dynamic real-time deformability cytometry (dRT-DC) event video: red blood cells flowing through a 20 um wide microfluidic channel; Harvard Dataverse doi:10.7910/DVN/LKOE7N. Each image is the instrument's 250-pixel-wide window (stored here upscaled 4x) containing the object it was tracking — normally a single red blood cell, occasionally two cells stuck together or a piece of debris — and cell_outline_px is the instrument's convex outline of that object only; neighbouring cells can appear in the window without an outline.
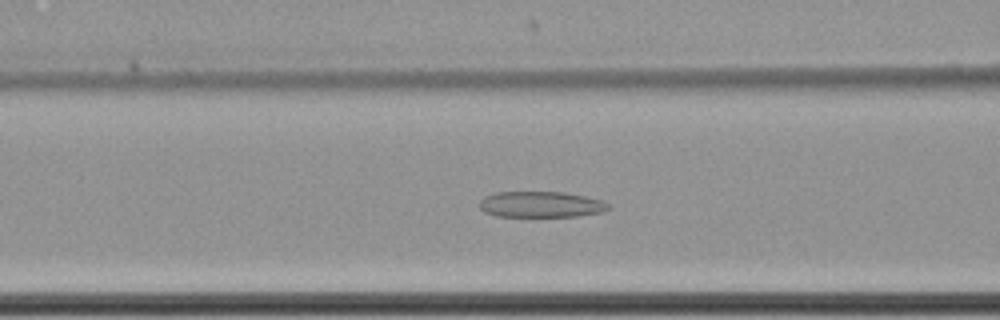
{"species": "common noctule bat (a hibernating species)", "species_latin": "Nyctalus noctula", "temperature_condition": "cold", "stored_images_in_passage": 54, "camera_frame_rate_fps": 3000, "um_per_image_px": 0.085, "animal": {"sex": "female", "body_mass_g": 22.7, "forearm_length_mm": 54.2}, "frame": {"image": 1, "passage_image": 28, "time_ms": 9.0, "image_size_px": [1000, 320], "cell_outline_px": [[612, 208], [604, 212], [576, 216], [496, 216], [484, 212], [480, 208], [480, 200], [484, 196], [496, 192], [564, 192], [584, 196], [600, 200], [608, 204]], "centroid_in_image_um": [45.97, 17.37], "position_along_channel_um": 120.6, "area_um2": 19.48}}
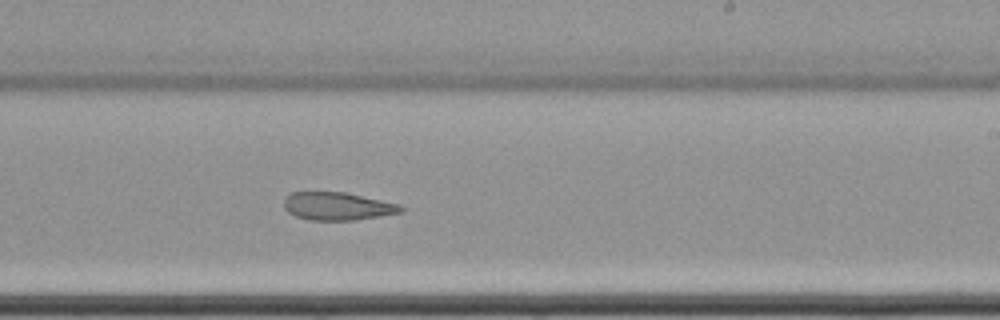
{"frame": {"image": 2, "passage_image": 40, "time_ms": 13.0, "image_size_px": [1000, 320], "cell_outline_px": [[404, 212], [356, 220], [308, 220], [296, 216], [288, 212], [284, 208], [284, 196], [292, 192], [344, 192], [400, 204], [404, 208]], "centroid_in_image_um": [28.68, 17.53], "position_along_channel_um": 260.3, "area_um2": 19.13}}
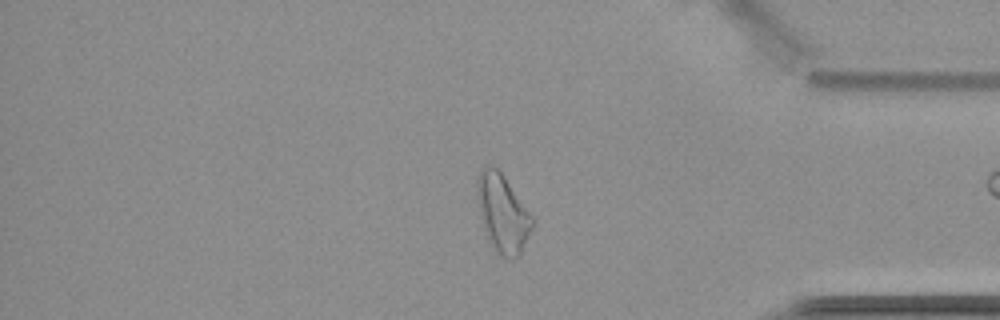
{"frame": {"image": 3, "passage_image": 53, "time_ms": 17.333, "image_size_px": [1000, 320], "cell_outline_px": [[536, 220], [520, 256], [512, 260], [500, 256], [496, 252], [488, 240], [480, 216], [476, 192], [476, 180], [480, 168], [484, 164], [492, 164], [504, 176]], "centroid_in_image_um": [42.72, 18.12], "position_along_channel_um": 392.5, "area_um2": 25.61}}